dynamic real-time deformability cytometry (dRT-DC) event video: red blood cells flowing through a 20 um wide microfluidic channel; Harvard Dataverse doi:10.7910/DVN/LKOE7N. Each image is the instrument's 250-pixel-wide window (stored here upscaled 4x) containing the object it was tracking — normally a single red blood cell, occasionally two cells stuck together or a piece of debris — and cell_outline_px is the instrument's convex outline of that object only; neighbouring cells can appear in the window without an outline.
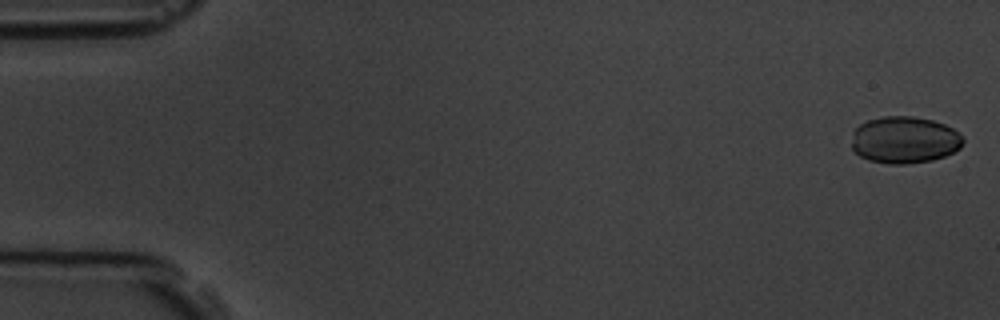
{"species": "common noctule bat (a hibernating species)", "species_latin": "Nyctalus noctula", "temperature_condition": "room temperature", "stored_images_in_passage": 6, "camera_frame_rate_fps": 3000, "um_per_image_px": 0.085, "animal": {"sex": "male", "body_mass_g": 19.5, "forearm_length_mm": 54.6}, "frame": {"image": 1, "passage_image": 1, "time_ms": 0.0, "image_size_px": [1000, 320], "cell_outline_px": [[964, 144], [960, 148], [944, 156], [932, 160], [908, 164], [888, 164], [868, 160], [860, 156], [852, 148], [852, 132], [860, 124], [868, 120], [884, 116], [912, 116], [932, 120], [944, 124], [952, 128], [964, 140]], "centroid_in_image_um": [76.86, 11.9], "position_along_channel_um": 8.1, "area_um2": 30.52}}
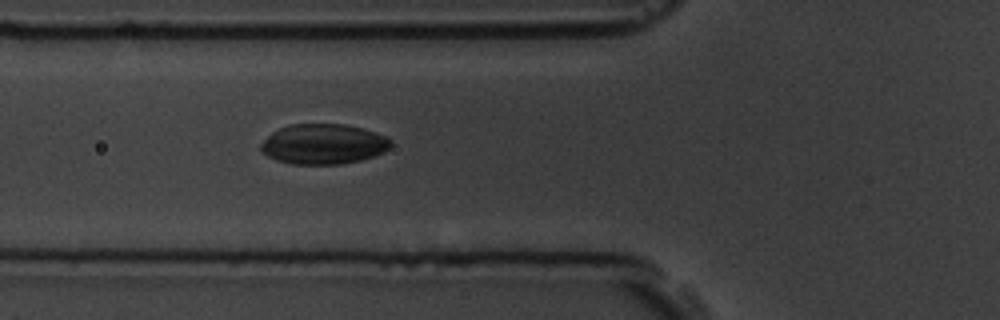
{"frame": {"image": 2, "passage_image": 6, "time_ms": 6.333, "image_size_px": [1000, 320], "cell_outline_px": [[392, 144], [384, 152], [360, 160], [340, 164], [292, 164], [276, 160], [260, 152], [260, 144], [272, 132], [288, 124], [344, 124], [376, 132], [392, 140]], "centroid_in_image_um": [27.46, 12.24], "position_along_channel_um": 98.3, "area_um2": 30.4}}